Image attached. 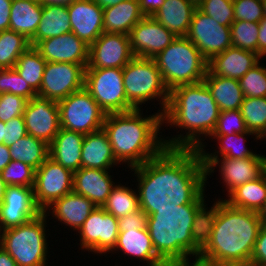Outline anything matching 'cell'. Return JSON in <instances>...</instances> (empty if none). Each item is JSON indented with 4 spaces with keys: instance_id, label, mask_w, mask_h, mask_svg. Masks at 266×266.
Segmentation results:
<instances>
[{
    "instance_id": "6da1fadb",
    "label": "cell",
    "mask_w": 266,
    "mask_h": 266,
    "mask_svg": "<svg viewBox=\"0 0 266 266\" xmlns=\"http://www.w3.org/2000/svg\"><path fill=\"white\" fill-rule=\"evenodd\" d=\"M130 169L136 174L140 209L147 216L158 209L205 201L208 176L195 149L165 148L159 155Z\"/></svg>"
},
{
    "instance_id": "7a4b0ae2",
    "label": "cell",
    "mask_w": 266,
    "mask_h": 266,
    "mask_svg": "<svg viewBox=\"0 0 266 266\" xmlns=\"http://www.w3.org/2000/svg\"><path fill=\"white\" fill-rule=\"evenodd\" d=\"M219 114V107L203 81L172 89L162 123L181 128V132L184 129L186 134L163 139L165 147L195 150L206 147L202 141L215 130ZM203 135L205 139L201 138Z\"/></svg>"
},
{
    "instance_id": "3957f363",
    "label": "cell",
    "mask_w": 266,
    "mask_h": 266,
    "mask_svg": "<svg viewBox=\"0 0 266 266\" xmlns=\"http://www.w3.org/2000/svg\"><path fill=\"white\" fill-rule=\"evenodd\" d=\"M142 115L141 109L110 113L103 124L116 160L129 168L142 165L166 148L159 135L163 126L160 110L146 117Z\"/></svg>"
},
{
    "instance_id": "277c9868",
    "label": "cell",
    "mask_w": 266,
    "mask_h": 266,
    "mask_svg": "<svg viewBox=\"0 0 266 266\" xmlns=\"http://www.w3.org/2000/svg\"><path fill=\"white\" fill-rule=\"evenodd\" d=\"M261 226L257 212L234 208L217 199L211 238L200 253L224 266H248Z\"/></svg>"
},
{
    "instance_id": "5b68a950",
    "label": "cell",
    "mask_w": 266,
    "mask_h": 266,
    "mask_svg": "<svg viewBox=\"0 0 266 266\" xmlns=\"http://www.w3.org/2000/svg\"><path fill=\"white\" fill-rule=\"evenodd\" d=\"M201 204L158 209L147 216V229L157 255L169 266L187 255L200 253L192 242L194 215Z\"/></svg>"
},
{
    "instance_id": "8992f818",
    "label": "cell",
    "mask_w": 266,
    "mask_h": 266,
    "mask_svg": "<svg viewBox=\"0 0 266 266\" xmlns=\"http://www.w3.org/2000/svg\"><path fill=\"white\" fill-rule=\"evenodd\" d=\"M153 59L169 91L201 82L207 72L208 61L186 36L176 37Z\"/></svg>"
},
{
    "instance_id": "52a82bcc",
    "label": "cell",
    "mask_w": 266,
    "mask_h": 266,
    "mask_svg": "<svg viewBox=\"0 0 266 266\" xmlns=\"http://www.w3.org/2000/svg\"><path fill=\"white\" fill-rule=\"evenodd\" d=\"M42 212L34 219L0 232V247L15 260L17 266H47V218Z\"/></svg>"
},
{
    "instance_id": "ba28073f",
    "label": "cell",
    "mask_w": 266,
    "mask_h": 266,
    "mask_svg": "<svg viewBox=\"0 0 266 266\" xmlns=\"http://www.w3.org/2000/svg\"><path fill=\"white\" fill-rule=\"evenodd\" d=\"M123 85L127 101L135 108L152 99H159L164 113L169 101V90L154 59L134 57L123 69Z\"/></svg>"
},
{
    "instance_id": "9c48e42d",
    "label": "cell",
    "mask_w": 266,
    "mask_h": 266,
    "mask_svg": "<svg viewBox=\"0 0 266 266\" xmlns=\"http://www.w3.org/2000/svg\"><path fill=\"white\" fill-rule=\"evenodd\" d=\"M84 88L106 114L135 109L127 101L120 68H85Z\"/></svg>"
},
{
    "instance_id": "30bf717a",
    "label": "cell",
    "mask_w": 266,
    "mask_h": 266,
    "mask_svg": "<svg viewBox=\"0 0 266 266\" xmlns=\"http://www.w3.org/2000/svg\"><path fill=\"white\" fill-rule=\"evenodd\" d=\"M57 103L61 128L84 135L103 128L106 113L84 87Z\"/></svg>"
},
{
    "instance_id": "8fae6325",
    "label": "cell",
    "mask_w": 266,
    "mask_h": 266,
    "mask_svg": "<svg viewBox=\"0 0 266 266\" xmlns=\"http://www.w3.org/2000/svg\"><path fill=\"white\" fill-rule=\"evenodd\" d=\"M80 248L97 255L110 253L119 235L118 219L103 207H96L78 230Z\"/></svg>"
},
{
    "instance_id": "7c38bea8",
    "label": "cell",
    "mask_w": 266,
    "mask_h": 266,
    "mask_svg": "<svg viewBox=\"0 0 266 266\" xmlns=\"http://www.w3.org/2000/svg\"><path fill=\"white\" fill-rule=\"evenodd\" d=\"M34 198L42 212L54 201L73 192V172L48 157L35 170Z\"/></svg>"
},
{
    "instance_id": "4fadbf2b",
    "label": "cell",
    "mask_w": 266,
    "mask_h": 266,
    "mask_svg": "<svg viewBox=\"0 0 266 266\" xmlns=\"http://www.w3.org/2000/svg\"><path fill=\"white\" fill-rule=\"evenodd\" d=\"M88 64L46 62L38 96L59 102L84 87V73Z\"/></svg>"
},
{
    "instance_id": "5bb4252c",
    "label": "cell",
    "mask_w": 266,
    "mask_h": 266,
    "mask_svg": "<svg viewBox=\"0 0 266 266\" xmlns=\"http://www.w3.org/2000/svg\"><path fill=\"white\" fill-rule=\"evenodd\" d=\"M186 37L207 61L232 46L230 26L220 25L198 8L193 13Z\"/></svg>"
},
{
    "instance_id": "9a60e30c",
    "label": "cell",
    "mask_w": 266,
    "mask_h": 266,
    "mask_svg": "<svg viewBox=\"0 0 266 266\" xmlns=\"http://www.w3.org/2000/svg\"><path fill=\"white\" fill-rule=\"evenodd\" d=\"M134 57L129 35L103 32L89 46V61L86 68L123 69Z\"/></svg>"
},
{
    "instance_id": "2e32d148",
    "label": "cell",
    "mask_w": 266,
    "mask_h": 266,
    "mask_svg": "<svg viewBox=\"0 0 266 266\" xmlns=\"http://www.w3.org/2000/svg\"><path fill=\"white\" fill-rule=\"evenodd\" d=\"M23 117L27 134L48 145L61 128L58 103L38 95L27 102Z\"/></svg>"
},
{
    "instance_id": "e0dca14e",
    "label": "cell",
    "mask_w": 266,
    "mask_h": 266,
    "mask_svg": "<svg viewBox=\"0 0 266 266\" xmlns=\"http://www.w3.org/2000/svg\"><path fill=\"white\" fill-rule=\"evenodd\" d=\"M41 213L33 187L7 186L0 206V232L22 225Z\"/></svg>"
},
{
    "instance_id": "ac0fdd59",
    "label": "cell",
    "mask_w": 266,
    "mask_h": 266,
    "mask_svg": "<svg viewBox=\"0 0 266 266\" xmlns=\"http://www.w3.org/2000/svg\"><path fill=\"white\" fill-rule=\"evenodd\" d=\"M129 38L135 57L153 59L170 45L176 36L152 16H145L131 29Z\"/></svg>"
},
{
    "instance_id": "d6986e66",
    "label": "cell",
    "mask_w": 266,
    "mask_h": 266,
    "mask_svg": "<svg viewBox=\"0 0 266 266\" xmlns=\"http://www.w3.org/2000/svg\"><path fill=\"white\" fill-rule=\"evenodd\" d=\"M218 165L220 177L229 195L238 186L257 179L266 171V156L256 154L254 157L244 159L221 158L220 160L219 158L206 169V175L214 173Z\"/></svg>"
},
{
    "instance_id": "ffe728a7",
    "label": "cell",
    "mask_w": 266,
    "mask_h": 266,
    "mask_svg": "<svg viewBox=\"0 0 266 266\" xmlns=\"http://www.w3.org/2000/svg\"><path fill=\"white\" fill-rule=\"evenodd\" d=\"M34 48L46 62L88 64L89 45L73 32L39 41Z\"/></svg>"
},
{
    "instance_id": "44dd1931",
    "label": "cell",
    "mask_w": 266,
    "mask_h": 266,
    "mask_svg": "<svg viewBox=\"0 0 266 266\" xmlns=\"http://www.w3.org/2000/svg\"><path fill=\"white\" fill-rule=\"evenodd\" d=\"M67 9L71 32L90 46L104 32L103 9L93 0H72Z\"/></svg>"
},
{
    "instance_id": "7402d4cb",
    "label": "cell",
    "mask_w": 266,
    "mask_h": 266,
    "mask_svg": "<svg viewBox=\"0 0 266 266\" xmlns=\"http://www.w3.org/2000/svg\"><path fill=\"white\" fill-rule=\"evenodd\" d=\"M109 172L81 167L73 172V192L88 198L96 207H103L115 186Z\"/></svg>"
},
{
    "instance_id": "603a6c76",
    "label": "cell",
    "mask_w": 266,
    "mask_h": 266,
    "mask_svg": "<svg viewBox=\"0 0 266 266\" xmlns=\"http://www.w3.org/2000/svg\"><path fill=\"white\" fill-rule=\"evenodd\" d=\"M260 60L261 57L257 53L231 46L214 55L208 61L207 70L212 75L239 80Z\"/></svg>"
},
{
    "instance_id": "cb8c5ba5",
    "label": "cell",
    "mask_w": 266,
    "mask_h": 266,
    "mask_svg": "<svg viewBox=\"0 0 266 266\" xmlns=\"http://www.w3.org/2000/svg\"><path fill=\"white\" fill-rule=\"evenodd\" d=\"M95 208L96 205L88 198L75 192H70L54 201L45 209L44 213L46 216H50L49 213L52 210L53 218L55 217L61 224H66L71 229L73 228V231H78Z\"/></svg>"
},
{
    "instance_id": "d4e9b609",
    "label": "cell",
    "mask_w": 266,
    "mask_h": 266,
    "mask_svg": "<svg viewBox=\"0 0 266 266\" xmlns=\"http://www.w3.org/2000/svg\"><path fill=\"white\" fill-rule=\"evenodd\" d=\"M122 251L128 258L135 257L146 261L147 266H168L156 253L147 227L144 229H127L119 232L114 249L110 252Z\"/></svg>"
},
{
    "instance_id": "484cf974",
    "label": "cell",
    "mask_w": 266,
    "mask_h": 266,
    "mask_svg": "<svg viewBox=\"0 0 266 266\" xmlns=\"http://www.w3.org/2000/svg\"><path fill=\"white\" fill-rule=\"evenodd\" d=\"M81 167L109 170L120 164L112 151L107 133L101 130L85 134L82 145Z\"/></svg>"
},
{
    "instance_id": "4316f807",
    "label": "cell",
    "mask_w": 266,
    "mask_h": 266,
    "mask_svg": "<svg viewBox=\"0 0 266 266\" xmlns=\"http://www.w3.org/2000/svg\"><path fill=\"white\" fill-rule=\"evenodd\" d=\"M84 134L60 128L49 145V157L72 172L81 168Z\"/></svg>"
},
{
    "instance_id": "83f0119b",
    "label": "cell",
    "mask_w": 266,
    "mask_h": 266,
    "mask_svg": "<svg viewBox=\"0 0 266 266\" xmlns=\"http://www.w3.org/2000/svg\"><path fill=\"white\" fill-rule=\"evenodd\" d=\"M195 9L189 0H165L152 17L176 37L187 36Z\"/></svg>"
},
{
    "instance_id": "f1b7e54d",
    "label": "cell",
    "mask_w": 266,
    "mask_h": 266,
    "mask_svg": "<svg viewBox=\"0 0 266 266\" xmlns=\"http://www.w3.org/2000/svg\"><path fill=\"white\" fill-rule=\"evenodd\" d=\"M144 17L138 0L120 2L103 9L104 32L129 35L131 29Z\"/></svg>"
},
{
    "instance_id": "f546056e",
    "label": "cell",
    "mask_w": 266,
    "mask_h": 266,
    "mask_svg": "<svg viewBox=\"0 0 266 266\" xmlns=\"http://www.w3.org/2000/svg\"><path fill=\"white\" fill-rule=\"evenodd\" d=\"M253 135L257 141V135L252 131H245L242 133H235L232 135H211L210 137L215 138L218 141L219 150L212 153H208L204 148H199L197 151L201 155L202 163L205 170L216 160L221 158L231 159H244L251 158L256 155L252 150L248 149L245 145V137ZM207 152V153H206ZM219 153V154H218ZM219 155V156H218Z\"/></svg>"
},
{
    "instance_id": "4dcf8cb0",
    "label": "cell",
    "mask_w": 266,
    "mask_h": 266,
    "mask_svg": "<svg viewBox=\"0 0 266 266\" xmlns=\"http://www.w3.org/2000/svg\"><path fill=\"white\" fill-rule=\"evenodd\" d=\"M203 82L211 92L220 112L240 109L245 96L239 80L212 75L207 70Z\"/></svg>"
},
{
    "instance_id": "1f68e13d",
    "label": "cell",
    "mask_w": 266,
    "mask_h": 266,
    "mask_svg": "<svg viewBox=\"0 0 266 266\" xmlns=\"http://www.w3.org/2000/svg\"><path fill=\"white\" fill-rule=\"evenodd\" d=\"M42 11L40 0H12L9 29L30 40L36 33Z\"/></svg>"
},
{
    "instance_id": "d6a6232c",
    "label": "cell",
    "mask_w": 266,
    "mask_h": 266,
    "mask_svg": "<svg viewBox=\"0 0 266 266\" xmlns=\"http://www.w3.org/2000/svg\"><path fill=\"white\" fill-rule=\"evenodd\" d=\"M71 30L67 5H43L40 23L29 40L30 45L34 47L39 41L70 33Z\"/></svg>"
},
{
    "instance_id": "836d02e7",
    "label": "cell",
    "mask_w": 266,
    "mask_h": 266,
    "mask_svg": "<svg viewBox=\"0 0 266 266\" xmlns=\"http://www.w3.org/2000/svg\"><path fill=\"white\" fill-rule=\"evenodd\" d=\"M225 199L230 206L259 212L266 200V171L257 179L234 189Z\"/></svg>"
},
{
    "instance_id": "e575fe53",
    "label": "cell",
    "mask_w": 266,
    "mask_h": 266,
    "mask_svg": "<svg viewBox=\"0 0 266 266\" xmlns=\"http://www.w3.org/2000/svg\"><path fill=\"white\" fill-rule=\"evenodd\" d=\"M8 147L11 160L26 163L35 170L49 157V145L28 134Z\"/></svg>"
},
{
    "instance_id": "d590c367",
    "label": "cell",
    "mask_w": 266,
    "mask_h": 266,
    "mask_svg": "<svg viewBox=\"0 0 266 266\" xmlns=\"http://www.w3.org/2000/svg\"><path fill=\"white\" fill-rule=\"evenodd\" d=\"M46 60L40 53L30 46L21 54L14 66L17 73L38 93L43 79Z\"/></svg>"
},
{
    "instance_id": "8d00e7d4",
    "label": "cell",
    "mask_w": 266,
    "mask_h": 266,
    "mask_svg": "<svg viewBox=\"0 0 266 266\" xmlns=\"http://www.w3.org/2000/svg\"><path fill=\"white\" fill-rule=\"evenodd\" d=\"M106 212L117 219L140 209L138 194L135 190L119 183L112 188L107 202L103 205Z\"/></svg>"
},
{
    "instance_id": "74e56055",
    "label": "cell",
    "mask_w": 266,
    "mask_h": 266,
    "mask_svg": "<svg viewBox=\"0 0 266 266\" xmlns=\"http://www.w3.org/2000/svg\"><path fill=\"white\" fill-rule=\"evenodd\" d=\"M30 46L23 34L10 29L0 32V69L14 68L21 54Z\"/></svg>"
},
{
    "instance_id": "f35d334b",
    "label": "cell",
    "mask_w": 266,
    "mask_h": 266,
    "mask_svg": "<svg viewBox=\"0 0 266 266\" xmlns=\"http://www.w3.org/2000/svg\"><path fill=\"white\" fill-rule=\"evenodd\" d=\"M206 201H204L197 209L192 225V242L202 250L211 238L213 231L216 214H217V201L211 206L206 208Z\"/></svg>"
},
{
    "instance_id": "ab89813d",
    "label": "cell",
    "mask_w": 266,
    "mask_h": 266,
    "mask_svg": "<svg viewBox=\"0 0 266 266\" xmlns=\"http://www.w3.org/2000/svg\"><path fill=\"white\" fill-rule=\"evenodd\" d=\"M239 110L247 130L258 136L266 126V97H245Z\"/></svg>"
},
{
    "instance_id": "60d3db41",
    "label": "cell",
    "mask_w": 266,
    "mask_h": 266,
    "mask_svg": "<svg viewBox=\"0 0 266 266\" xmlns=\"http://www.w3.org/2000/svg\"><path fill=\"white\" fill-rule=\"evenodd\" d=\"M232 46L258 54V23L234 21L230 25Z\"/></svg>"
},
{
    "instance_id": "b9f144b4",
    "label": "cell",
    "mask_w": 266,
    "mask_h": 266,
    "mask_svg": "<svg viewBox=\"0 0 266 266\" xmlns=\"http://www.w3.org/2000/svg\"><path fill=\"white\" fill-rule=\"evenodd\" d=\"M4 93L18 95L28 101L37 96V93L14 68L0 69V94Z\"/></svg>"
},
{
    "instance_id": "7bdbcfd3",
    "label": "cell",
    "mask_w": 266,
    "mask_h": 266,
    "mask_svg": "<svg viewBox=\"0 0 266 266\" xmlns=\"http://www.w3.org/2000/svg\"><path fill=\"white\" fill-rule=\"evenodd\" d=\"M240 88L245 97H266V68L256 64L242 78L239 79Z\"/></svg>"
},
{
    "instance_id": "ee69618b",
    "label": "cell",
    "mask_w": 266,
    "mask_h": 266,
    "mask_svg": "<svg viewBox=\"0 0 266 266\" xmlns=\"http://www.w3.org/2000/svg\"><path fill=\"white\" fill-rule=\"evenodd\" d=\"M0 173L7 186L34 185L35 169L21 161L12 160Z\"/></svg>"
},
{
    "instance_id": "f6af8a7d",
    "label": "cell",
    "mask_w": 266,
    "mask_h": 266,
    "mask_svg": "<svg viewBox=\"0 0 266 266\" xmlns=\"http://www.w3.org/2000/svg\"><path fill=\"white\" fill-rule=\"evenodd\" d=\"M198 9L220 25L230 26L234 22L233 0H204Z\"/></svg>"
},
{
    "instance_id": "bcb514c9",
    "label": "cell",
    "mask_w": 266,
    "mask_h": 266,
    "mask_svg": "<svg viewBox=\"0 0 266 266\" xmlns=\"http://www.w3.org/2000/svg\"><path fill=\"white\" fill-rule=\"evenodd\" d=\"M247 131L244 118L239 109L222 111L211 135H232Z\"/></svg>"
},
{
    "instance_id": "7dc6e473",
    "label": "cell",
    "mask_w": 266,
    "mask_h": 266,
    "mask_svg": "<svg viewBox=\"0 0 266 266\" xmlns=\"http://www.w3.org/2000/svg\"><path fill=\"white\" fill-rule=\"evenodd\" d=\"M234 21L259 23L264 17L262 0H233Z\"/></svg>"
},
{
    "instance_id": "c3c4849f",
    "label": "cell",
    "mask_w": 266,
    "mask_h": 266,
    "mask_svg": "<svg viewBox=\"0 0 266 266\" xmlns=\"http://www.w3.org/2000/svg\"><path fill=\"white\" fill-rule=\"evenodd\" d=\"M28 100L14 94H0V121L6 123L10 119L23 116Z\"/></svg>"
},
{
    "instance_id": "681fc988",
    "label": "cell",
    "mask_w": 266,
    "mask_h": 266,
    "mask_svg": "<svg viewBox=\"0 0 266 266\" xmlns=\"http://www.w3.org/2000/svg\"><path fill=\"white\" fill-rule=\"evenodd\" d=\"M26 135L27 130L23 116L12 118L5 123L4 144L7 146L12 145Z\"/></svg>"
},
{
    "instance_id": "f907efd6",
    "label": "cell",
    "mask_w": 266,
    "mask_h": 266,
    "mask_svg": "<svg viewBox=\"0 0 266 266\" xmlns=\"http://www.w3.org/2000/svg\"><path fill=\"white\" fill-rule=\"evenodd\" d=\"M146 225L147 214L141 209L118 219L119 232H125L127 229H144Z\"/></svg>"
},
{
    "instance_id": "816d5d0a",
    "label": "cell",
    "mask_w": 266,
    "mask_h": 266,
    "mask_svg": "<svg viewBox=\"0 0 266 266\" xmlns=\"http://www.w3.org/2000/svg\"><path fill=\"white\" fill-rule=\"evenodd\" d=\"M249 265L266 266V225L262 224L258 232L255 248Z\"/></svg>"
},
{
    "instance_id": "f5cc1de1",
    "label": "cell",
    "mask_w": 266,
    "mask_h": 266,
    "mask_svg": "<svg viewBox=\"0 0 266 266\" xmlns=\"http://www.w3.org/2000/svg\"><path fill=\"white\" fill-rule=\"evenodd\" d=\"M193 257H195V260H192L193 262L191 263L189 260ZM169 266H224L217 261L213 260L212 258H209L201 253H197L194 255H187L184 258L177 260L173 263H171Z\"/></svg>"
},
{
    "instance_id": "db71d44e",
    "label": "cell",
    "mask_w": 266,
    "mask_h": 266,
    "mask_svg": "<svg viewBox=\"0 0 266 266\" xmlns=\"http://www.w3.org/2000/svg\"><path fill=\"white\" fill-rule=\"evenodd\" d=\"M12 0H0V32L9 29Z\"/></svg>"
},
{
    "instance_id": "11a10c76",
    "label": "cell",
    "mask_w": 266,
    "mask_h": 266,
    "mask_svg": "<svg viewBox=\"0 0 266 266\" xmlns=\"http://www.w3.org/2000/svg\"><path fill=\"white\" fill-rule=\"evenodd\" d=\"M165 0H138L140 9L145 16H153Z\"/></svg>"
},
{
    "instance_id": "9f6ffc18",
    "label": "cell",
    "mask_w": 266,
    "mask_h": 266,
    "mask_svg": "<svg viewBox=\"0 0 266 266\" xmlns=\"http://www.w3.org/2000/svg\"><path fill=\"white\" fill-rule=\"evenodd\" d=\"M258 25V55L263 58V56L266 57V17H263Z\"/></svg>"
},
{
    "instance_id": "6f0895ef",
    "label": "cell",
    "mask_w": 266,
    "mask_h": 266,
    "mask_svg": "<svg viewBox=\"0 0 266 266\" xmlns=\"http://www.w3.org/2000/svg\"><path fill=\"white\" fill-rule=\"evenodd\" d=\"M10 150L6 144H0V172L11 162Z\"/></svg>"
},
{
    "instance_id": "680465c9",
    "label": "cell",
    "mask_w": 266,
    "mask_h": 266,
    "mask_svg": "<svg viewBox=\"0 0 266 266\" xmlns=\"http://www.w3.org/2000/svg\"><path fill=\"white\" fill-rule=\"evenodd\" d=\"M0 266H17L15 260L0 247Z\"/></svg>"
},
{
    "instance_id": "91938a15",
    "label": "cell",
    "mask_w": 266,
    "mask_h": 266,
    "mask_svg": "<svg viewBox=\"0 0 266 266\" xmlns=\"http://www.w3.org/2000/svg\"><path fill=\"white\" fill-rule=\"evenodd\" d=\"M102 9L109 8L126 0H93Z\"/></svg>"
},
{
    "instance_id": "94428289",
    "label": "cell",
    "mask_w": 266,
    "mask_h": 266,
    "mask_svg": "<svg viewBox=\"0 0 266 266\" xmlns=\"http://www.w3.org/2000/svg\"><path fill=\"white\" fill-rule=\"evenodd\" d=\"M42 5H68L72 0H40Z\"/></svg>"
},
{
    "instance_id": "6125c7cd",
    "label": "cell",
    "mask_w": 266,
    "mask_h": 266,
    "mask_svg": "<svg viewBox=\"0 0 266 266\" xmlns=\"http://www.w3.org/2000/svg\"><path fill=\"white\" fill-rule=\"evenodd\" d=\"M6 187H7V184L4 182L3 178L1 177V173H0V206L3 203V198H4Z\"/></svg>"
},
{
    "instance_id": "be15d7a7",
    "label": "cell",
    "mask_w": 266,
    "mask_h": 266,
    "mask_svg": "<svg viewBox=\"0 0 266 266\" xmlns=\"http://www.w3.org/2000/svg\"><path fill=\"white\" fill-rule=\"evenodd\" d=\"M258 216L262 220V224L266 225V200L264 202V205L262 206V208L258 212Z\"/></svg>"
},
{
    "instance_id": "e7e4bbea",
    "label": "cell",
    "mask_w": 266,
    "mask_h": 266,
    "mask_svg": "<svg viewBox=\"0 0 266 266\" xmlns=\"http://www.w3.org/2000/svg\"><path fill=\"white\" fill-rule=\"evenodd\" d=\"M5 123L0 121V144L4 143Z\"/></svg>"
},
{
    "instance_id": "03108f58",
    "label": "cell",
    "mask_w": 266,
    "mask_h": 266,
    "mask_svg": "<svg viewBox=\"0 0 266 266\" xmlns=\"http://www.w3.org/2000/svg\"><path fill=\"white\" fill-rule=\"evenodd\" d=\"M265 140L266 141V126L265 128L262 130V132L257 136V140Z\"/></svg>"
},
{
    "instance_id": "003e7915",
    "label": "cell",
    "mask_w": 266,
    "mask_h": 266,
    "mask_svg": "<svg viewBox=\"0 0 266 266\" xmlns=\"http://www.w3.org/2000/svg\"><path fill=\"white\" fill-rule=\"evenodd\" d=\"M196 8L204 1V0H189Z\"/></svg>"
},
{
    "instance_id": "a7ac6f4b",
    "label": "cell",
    "mask_w": 266,
    "mask_h": 266,
    "mask_svg": "<svg viewBox=\"0 0 266 266\" xmlns=\"http://www.w3.org/2000/svg\"><path fill=\"white\" fill-rule=\"evenodd\" d=\"M263 16L266 17V0H262Z\"/></svg>"
}]
</instances>
